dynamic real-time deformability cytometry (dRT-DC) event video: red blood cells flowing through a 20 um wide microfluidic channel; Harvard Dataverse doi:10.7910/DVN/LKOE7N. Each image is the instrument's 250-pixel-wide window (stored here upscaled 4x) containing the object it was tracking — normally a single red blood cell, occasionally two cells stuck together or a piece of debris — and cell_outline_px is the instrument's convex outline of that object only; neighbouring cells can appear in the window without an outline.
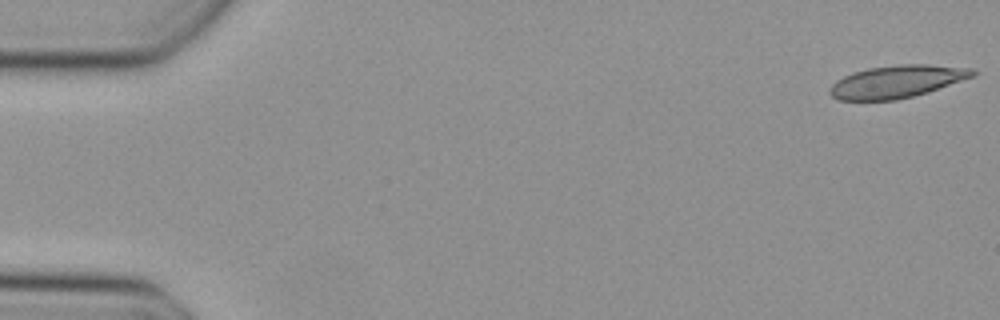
{"species": "Egyptian fruit bat (a non-hibernating species)", "species_latin": "Rousettus aegyptiacus", "temperature_condition": "cold", "stored_images_in_passage": 8, "camera_frame_rate_fps": 3000, "um_per_image_px": 0.085, "animal": {"sex": "female"}, "frame": {"image": 1, "passage_image": 1, "time_ms": 0.0, "image_size_px": [1000, 320], "cell_outline_px": [[976, 72], [972, 76], [928, 92], [896, 100], [840, 100], [832, 96], [828, 92], [832, 84], [836, 80], [852, 72], [868, 68], [900, 64], [928, 64], [972, 68]], "centroid_in_image_um": [76.19, 6.93], "position_along_channel_um": 8.8, "area_um2": 26.88}}